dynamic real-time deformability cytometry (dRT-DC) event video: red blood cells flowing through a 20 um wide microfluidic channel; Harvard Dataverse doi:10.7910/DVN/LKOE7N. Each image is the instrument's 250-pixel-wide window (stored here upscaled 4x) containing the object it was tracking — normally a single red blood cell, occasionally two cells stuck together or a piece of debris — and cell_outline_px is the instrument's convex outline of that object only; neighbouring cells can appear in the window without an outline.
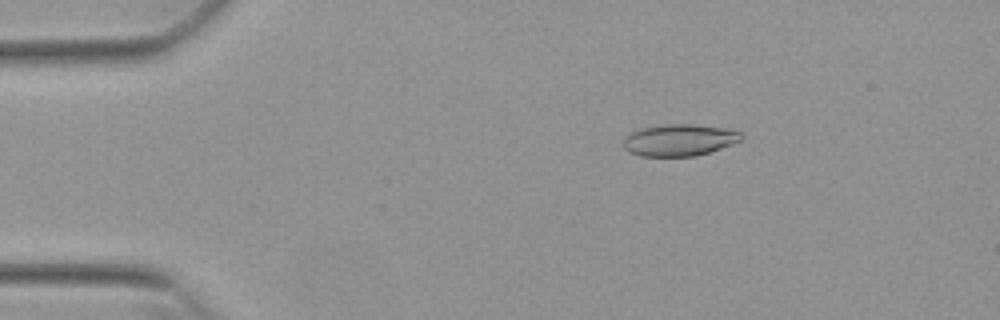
{"species": "Egyptian fruit bat (a non-hibernating species)", "species_latin": "Rousettus aegyptiacus", "temperature_condition": "warm", "stored_images_in_passage": 13, "camera_frame_rate_fps": 3000, "um_per_image_px": 0.085, "animal": {"sex": "female"}, "frame": {"image": 1, "passage_image": 6, "time_ms": 1.667, "image_size_px": [1000, 320], "cell_outline_px": [[744, 140], [696, 156], [640, 156], [628, 152], [624, 148], [624, 136], [640, 128], [660, 124], [696, 124], [720, 128], [740, 132], [744, 136]], "centroid_in_image_um": [57.71, 11.9], "position_along_channel_um": 27.3, "area_um2": 21.91}}